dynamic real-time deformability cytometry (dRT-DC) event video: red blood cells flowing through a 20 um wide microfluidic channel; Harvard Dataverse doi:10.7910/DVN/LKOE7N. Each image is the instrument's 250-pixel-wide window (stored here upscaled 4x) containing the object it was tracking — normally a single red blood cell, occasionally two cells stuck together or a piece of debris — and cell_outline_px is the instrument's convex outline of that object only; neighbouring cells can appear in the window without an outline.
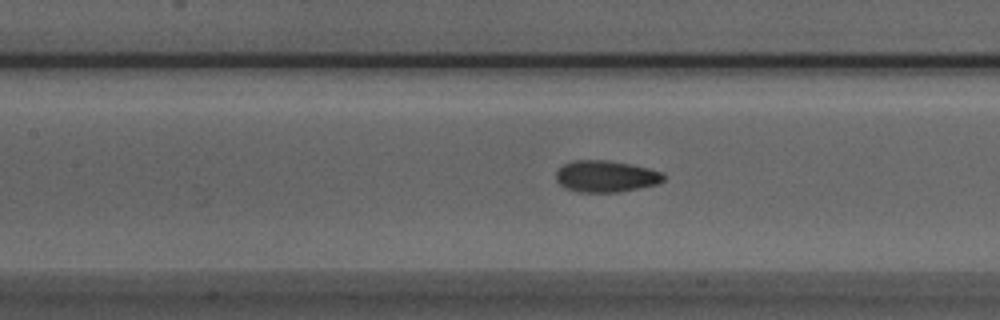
{"species": "Egyptian fruit bat (a non-hibernating species)", "species_latin": "Rousettus aegyptiacus", "temperature_condition": "room temperature", "stored_images_in_passage": 45, "camera_frame_rate_fps": 3000, "um_per_image_px": 0.085, "animal": {"sex": "male"}, "frame": {"image": 1, "passage_image": 21, "time_ms": 6.667, "image_size_px": [1000, 320], "cell_outline_px": [[668, 176], [664, 180], [656, 184], [616, 192], [580, 192], [564, 188], [556, 180], [556, 168], [572, 160], [608, 160], [632, 164], [664, 172]], "centroid_in_image_um": [51.49, 14.97], "position_along_channel_um": 155.9, "area_um2": 20.0}}
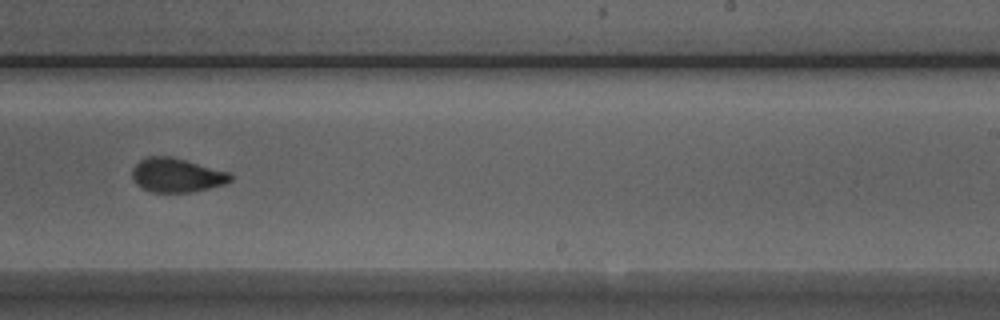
{"frame": {"image": 2, "passage_image": 30, "time_ms": 9.667, "image_size_px": [1000, 320], "cell_outline_px": [[232, 180], [224, 184], [208, 188], [188, 192], [152, 192], [136, 184], [132, 176], [132, 168], [140, 160], [148, 156], [172, 156], [228, 172], [232, 176]], "centroid_in_image_um": [14.99, 14.88], "position_along_channel_um": 274.0, "area_um2": 19.31}}
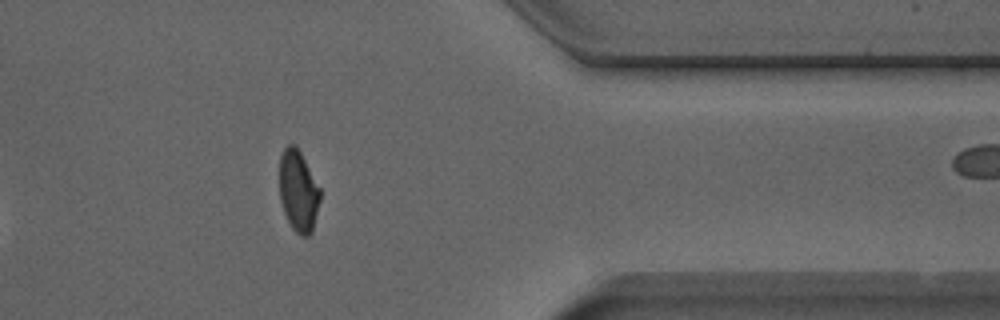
{"frame": {"image": 3, "passage_image": 40, "time_ms": 13.0, "image_size_px": [1000, 320], "cell_outline_px": [[320, 200], [312, 232], [308, 236], [300, 236], [292, 228], [284, 212], [280, 200], [280, 156], [284, 148], [288, 144], [296, 144], [320, 188]], "centroid_in_image_um": [25.36, 16.23], "position_along_channel_um": 386.0, "area_um2": 19.25}, "authors_computed_cell_mechanics": {"area_um2": 19.652, "velocity_mm_per_s": 3.9458, "shape_relaxation_time_tau1_ms": 6.1248, "shape_relaxation_time_tau2_ms": 1.2732, "deformation_change_tau1": 0.1806, "deformation_change_tau2": 0.0664}}